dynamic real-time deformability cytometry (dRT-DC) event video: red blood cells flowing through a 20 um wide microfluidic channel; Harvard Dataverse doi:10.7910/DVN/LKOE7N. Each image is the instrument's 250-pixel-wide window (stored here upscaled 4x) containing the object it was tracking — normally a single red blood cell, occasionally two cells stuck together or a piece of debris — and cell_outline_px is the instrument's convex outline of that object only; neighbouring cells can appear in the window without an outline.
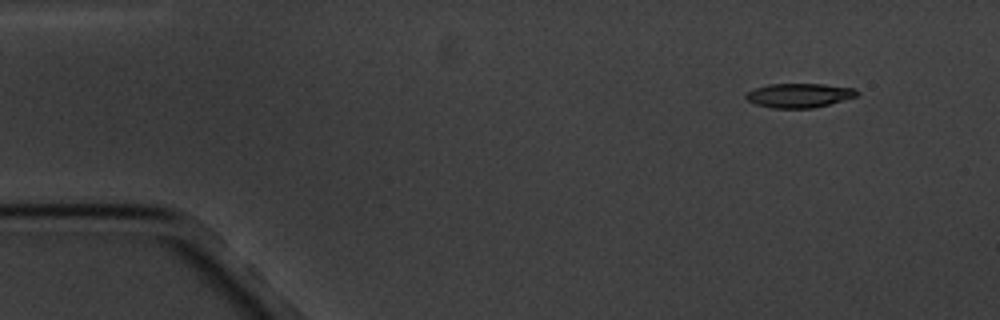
{"species": "common noctule bat (a hibernating species)", "species_latin": "Nyctalus noctula", "temperature_condition": "cold", "stored_images_in_passage": 4, "camera_frame_rate_fps": 3000, "um_per_image_px": 0.085, "animal": {"sex": "male", "body_mass_g": 20.1, "forearm_length_mm": 53.5}, "frame": {"image": 1, "passage_image": 1, "time_ms": 0.0, "image_size_px": [1000, 320], "cell_outline_px": [[860, 92], [856, 96], [828, 104], [812, 108], [772, 108], [756, 104], [748, 100], [744, 96], [748, 92], [756, 88], [768, 84], [824, 84], [856, 88]], "centroid_in_image_um": [67.94, 8.1], "position_along_channel_um": 17.1, "area_um2": 15.55}}